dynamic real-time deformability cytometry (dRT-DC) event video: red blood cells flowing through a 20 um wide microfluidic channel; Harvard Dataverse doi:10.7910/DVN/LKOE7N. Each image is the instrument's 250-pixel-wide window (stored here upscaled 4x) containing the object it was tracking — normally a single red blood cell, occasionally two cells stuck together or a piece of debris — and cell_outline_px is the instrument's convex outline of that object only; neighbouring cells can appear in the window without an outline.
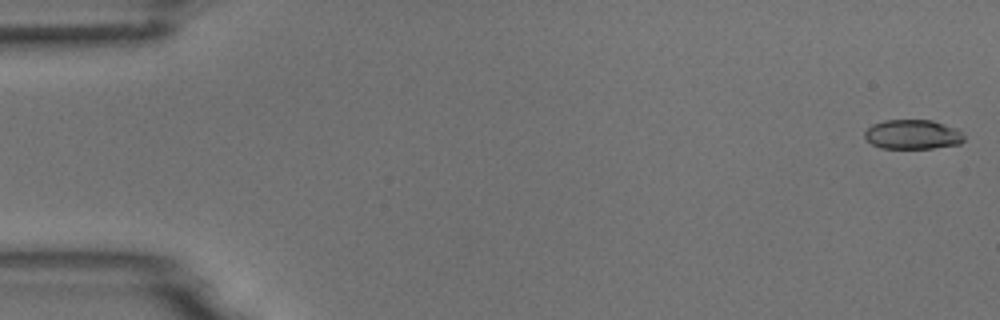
{"species": "common noctule bat (a hibernating species)", "species_latin": "Nyctalus noctula", "temperature_condition": "room temperature", "stored_images_in_passage": 54, "camera_frame_rate_fps": 3000, "um_per_image_px": 0.085, "animal": {"sex": "male", "body_mass_g": 18.8}, "frame": {"image": 1, "passage_image": 1, "time_ms": 0.0, "image_size_px": [1000, 320], "cell_outline_px": [[964, 140], [960, 144], [932, 148], [880, 148], [872, 144], [864, 136], [864, 132], [872, 124], [884, 120], [932, 120], [956, 128], [964, 136]], "centroid_in_image_um": [77.57, 11.42], "position_along_channel_um": 7.4, "area_um2": 17.05}}
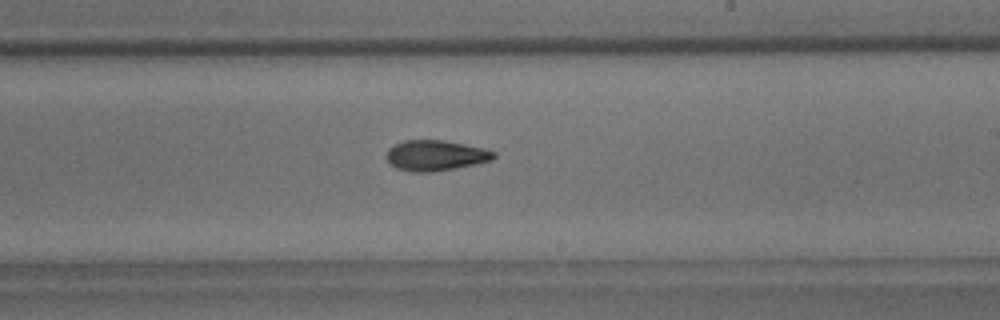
{"frame": {"image": 2, "passage_image": 32, "time_ms": 10.333, "image_size_px": [1000, 320], "cell_outline_px": [[496, 156], [492, 160], [476, 164], [456, 168], [432, 172], [412, 172], [396, 168], [388, 160], [388, 148], [404, 140], [444, 140], [484, 148], [496, 152]], "centroid_in_image_um": [37.06, 13.21], "position_along_channel_um": 251.9, "area_um2": 19.02}}
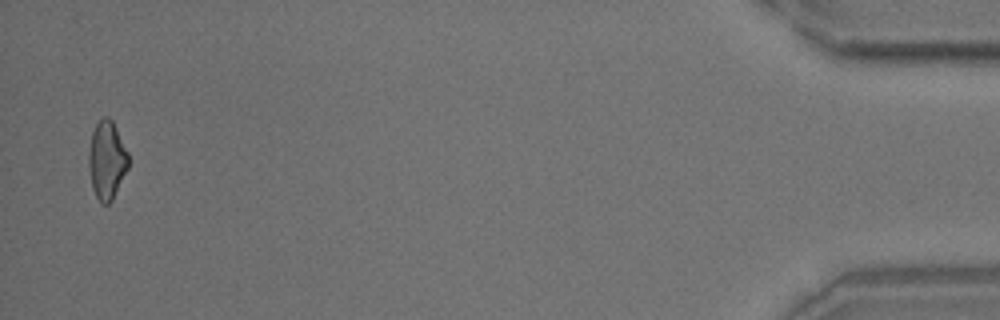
{"frame": {"image": 3, "passage_image": 53, "time_ms": 17.333, "image_size_px": [1000, 320], "cell_outline_px": [[128, 168], [112, 200], [108, 204], [100, 204], [92, 188], [88, 164], [88, 156], [92, 132], [96, 124], [104, 116], [108, 116], [112, 120], [128, 152]], "centroid_in_image_um": [9.07, 13.62], "position_along_channel_um": 426.1, "area_um2": 18.03}, "authors_computed_cell_mechanics": {"area_um2": 18.6116, "velocity_mm_per_s": 3.7345, "shape_relaxation_time_tau1_ms": 5.713, "shape_relaxation_time_tau2_ms": null, "deformation_change_tau1": 0.1432, "deformation_change_tau2": null}}